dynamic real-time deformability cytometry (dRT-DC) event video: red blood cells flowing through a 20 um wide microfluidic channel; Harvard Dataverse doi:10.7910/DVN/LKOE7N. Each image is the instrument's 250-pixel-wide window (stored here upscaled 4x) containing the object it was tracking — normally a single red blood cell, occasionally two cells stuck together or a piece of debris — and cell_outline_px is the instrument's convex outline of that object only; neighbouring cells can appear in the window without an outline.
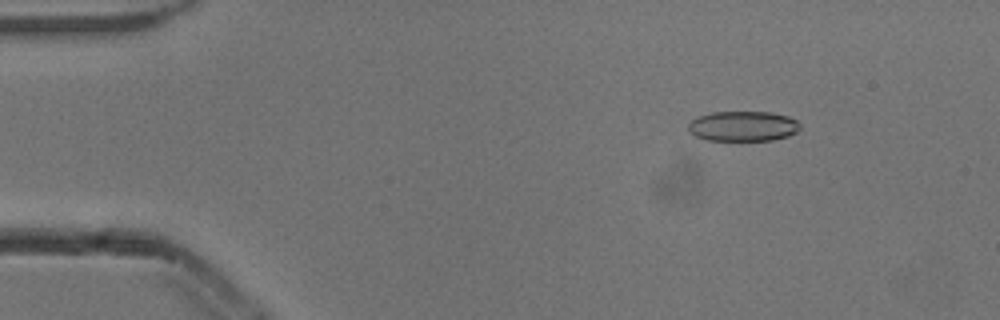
{"species": "common noctule bat (a hibernating species)", "species_latin": "Nyctalus noctula", "temperature_condition": "cold", "stored_images_in_passage": 53, "camera_frame_rate_fps": 3000, "um_per_image_px": 0.085, "animal": {"sex": "male", "body_mass_g": 13.3}, "frame": {"image": 1, "passage_image": 7, "time_ms": 2.0, "image_size_px": [1000, 320], "cell_outline_px": [[800, 128], [796, 132], [788, 136], [772, 140], [704, 140], [688, 132], [688, 124], [692, 120], [700, 116], [712, 112], [772, 112], [788, 116], [796, 120], [800, 124]], "centroid_in_image_um": [63.15, 10.72], "position_along_channel_um": 21.8, "area_um2": 19.65}}
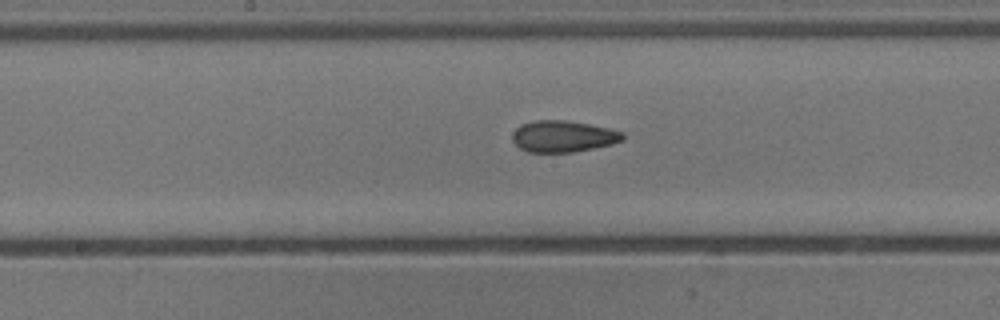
{"frame": {"image": 2, "passage_image": 27, "time_ms": 8.667, "image_size_px": [1000, 320], "cell_outline_px": [[624, 140], [612, 144], [572, 152], [528, 152], [520, 148], [512, 140], [512, 132], [520, 124], [536, 120], [564, 120], [588, 124], [608, 128], [624, 132]], "centroid_in_image_um": [47.85, 11.58], "position_along_channel_um": 200.4, "area_um2": 20.23}}
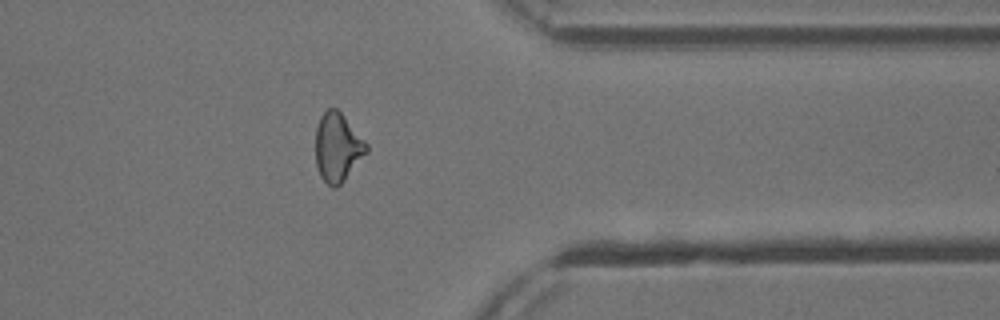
{"frame": {"image": 3, "passage_image": 42, "time_ms": 13.667, "image_size_px": [1000, 320], "cell_outline_px": [[368, 152], [344, 180], [336, 188], [332, 188], [320, 176], [316, 164], [316, 128], [320, 116], [328, 108], [336, 108], [344, 116], [368, 144]], "centroid_in_image_um": [28.69, 12.53], "position_along_channel_um": 382.7, "area_um2": 20.29}, "authors_computed_cell_mechanics": {"area_um2": 20.2878, "velocity_mm_per_s": 3.8801, "shape_relaxation_time_tau1_ms": 5.6606, "shape_relaxation_time_tau2_ms": 2.0518, "deformation_change_tau1": 0.1276, "deformation_change_tau2": 0.0789}}